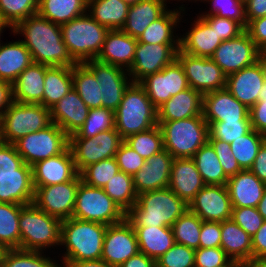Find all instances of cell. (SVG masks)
Listing matches in <instances>:
<instances>
[{"label": "cell", "mask_w": 266, "mask_h": 267, "mask_svg": "<svg viewBox=\"0 0 266 267\" xmlns=\"http://www.w3.org/2000/svg\"><path fill=\"white\" fill-rule=\"evenodd\" d=\"M202 106L203 94L189 87L157 108V120L173 121L200 116Z\"/></svg>", "instance_id": "83f0119b"}, {"label": "cell", "mask_w": 266, "mask_h": 267, "mask_svg": "<svg viewBox=\"0 0 266 267\" xmlns=\"http://www.w3.org/2000/svg\"><path fill=\"white\" fill-rule=\"evenodd\" d=\"M208 142L216 152L223 171L228 178L235 176L242 170L232 154L229 143L219 139H208Z\"/></svg>", "instance_id": "91938a15"}, {"label": "cell", "mask_w": 266, "mask_h": 267, "mask_svg": "<svg viewBox=\"0 0 266 267\" xmlns=\"http://www.w3.org/2000/svg\"><path fill=\"white\" fill-rule=\"evenodd\" d=\"M252 258H266V220L252 236Z\"/></svg>", "instance_id": "03108f58"}, {"label": "cell", "mask_w": 266, "mask_h": 267, "mask_svg": "<svg viewBox=\"0 0 266 267\" xmlns=\"http://www.w3.org/2000/svg\"><path fill=\"white\" fill-rule=\"evenodd\" d=\"M231 219L251 237L258 231L264 218L256 207L232 208Z\"/></svg>", "instance_id": "6f0895ef"}, {"label": "cell", "mask_w": 266, "mask_h": 267, "mask_svg": "<svg viewBox=\"0 0 266 267\" xmlns=\"http://www.w3.org/2000/svg\"><path fill=\"white\" fill-rule=\"evenodd\" d=\"M204 186L192 158H174L168 188L189 205Z\"/></svg>", "instance_id": "d4e9b609"}, {"label": "cell", "mask_w": 266, "mask_h": 267, "mask_svg": "<svg viewBox=\"0 0 266 267\" xmlns=\"http://www.w3.org/2000/svg\"><path fill=\"white\" fill-rule=\"evenodd\" d=\"M51 124L49 108L41 104L14 101L0 117V141L13 144L19 138Z\"/></svg>", "instance_id": "ba28073f"}, {"label": "cell", "mask_w": 266, "mask_h": 267, "mask_svg": "<svg viewBox=\"0 0 266 267\" xmlns=\"http://www.w3.org/2000/svg\"><path fill=\"white\" fill-rule=\"evenodd\" d=\"M34 191L32 175L0 177V202L29 205Z\"/></svg>", "instance_id": "f35d334b"}, {"label": "cell", "mask_w": 266, "mask_h": 267, "mask_svg": "<svg viewBox=\"0 0 266 267\" xmlns=\"http://www.w3.org/2000/svg\"><path fill=\"white\" fill-rule=\"evenodd\" d=\"M250 121H220L208 125V139H219L226 143H232L250 130Z\"/></svg>", "instance_id": "f5cc1de1"}, {"label": "cell", "mask_w": 266, "mask_h": 267, "mask_svg": "<svg viewBox=\"0 0 266 267\" xmlns=\"http://www.w3.org/2000/svg\"><path fill=\"white\" fill-rule=\"evenodd\" d=\"M261 59L263 60V62L265 63V66H266V50L261 52Z\"/></svg>", "instance_id": "deb4b68c"}, {"label": "cell", "mask_w": 266, "mask_h": 267, "mask_svg": "<svg viewBox=\"0 0 266 267\" xmlns=\"http://www.w3.org/2000/svg\"><path fill=\"white\" fill-rule=\"evenodd\" d=\"M24 162L31 167L44 159L63 153L69 147V136L55 123L32 132L13 143Z\"/></svg>", "instance_id": "30bf717a"}, {"label": "cell", "mask_w": 266, "mask_h": 267, "mask_svg": "<svg viewBox=\"0 0 266 267\" xmlns=\"http://www.w3.org/2000/svg\"><path fill=\"white\" fill-rule=\"evenodd\" d=\"M242 3H246V2H248L249 0H240Z\"/></svg>", "instance_id": "67dfc351"}, {"label": "cell", "mask_w": 266, "mask_h": 267, "mask_svg": "<svg viewBox=\"0 0 266 267\" xmlns=\"http://www.w3.org/2000/svg\"><path fill=\"white\" fill-rule=\"evenodd\" d=\"M145 160L164 149L163 135L159 125L150 130L132 134L124 139Z\"/></svg>", "instance_id": "7dc6e473"}, {"label": "cell", "mask_w": 266, "mask_h": 267, "mask_svg": "<svg viewBox=\"0 0 266 267\" xmlns=\"http://www.w3.org/2000/svg\"><path fill=\"white\" fill-rule=\"evenodd\" d=\"M266 184V141L260 147L252 167L249 169Z\"/></svg>", "instance_id": "003e7915"}, {"label": "cell", "mask_w": 266, "mask_h": 267, "mask_svg": "<svg viewBox=\"0 0 266 267\" xmlns=\"http://www.w3.org/2000/svg\"><path fill=\"white\" fill-rule=\"evenodd\" d=\"M256 208H257L258 212L262 215L264 220H266V188H265L263 196H262L261 200L259 201Z\"/></svg>", "instance_id": "34e18365"}, {"label": "cell", "mask_w": 266, "mask_h": 267, "mask_svg": "<svg viewBox=\"0 0 266 267\" xmlns=\"http://www.w3.org/2000/svg\"><path fill=\"white\" fill-rule=\"evenodd\" d=\"M13 102L12 84L0 79V117Z\"/></svg>", "instance_id": "89a4df30"}, {"label": "cell", "mask_w": 266, "mask_h": 267, "mask_svg": "<svg viewBox=\"0 0 266 267\" xmlns=\"http://www.w3.org/2000/svg\"><path fill=\"white\" fill-rule=\"evenodd\" d=\"M220 247L231 259L244 263L252 258V237L232 219L221 222Z\"/></svg>", "instance_id": "836d02e7"}, {"label": "cell", "mask_w": 266, "mask_h": 267, "mask_svg": "<svg viewBox=\"0 0 266 267\" xmlns=\"http://www.w3.org/2000/svg\"><path fill=\"white\" fill-rule=\"evenodd\" d=\"M266 136L251 129L247 134L233 140L230 149L242 170L250 169Z\"/></svg>", "instance_id": "ee69618b"}, {"label": "cell", "mask_w": 266, "mask_h": 267, "mask_svg": "<svg viewBox=\"0 0 266 267\" xmlns=\"http://www.w3.org/2000/svg\"><path fill=\"white\" fill-rule=\"evenodd\" d=\"M115 159L119 170L131 176L138 172L145 162V159L124 141L120 144Z\"/></svg>", "instance_id": "680465c9"}, {"label": "cell", "mask_w": 266, "mask_h": 267, "mask_svg": "<svg viewBox=\"0 0 266 267\" xmlns=\"http://www.w3.org/2000/svg\"><path fill=\"white\" fill-rule=\"evenodd\" d=\"M215 31L221 41L230 40L245 31L240 23L228 18H221L214 14H203L200 16Z\"/></svg>", "instance_id": "11a10c76"}, {"label": "cell", "mask_w": 266, "mask_h": 267, "mask_svg": "<svg viewBox=\"0 0 266 267\" xmlns=\"http://www.w3.org/2000/svg\"><path fill=\"white\" fill-rule=\"evenodd\" d=\"M32 175V167L27 165L15 145L0 141V177Z\"/></svg>", "instance_id": "816d5d0a"}, {"label": "cell", "mask_w": 266, "mask_h": 267, "mask_svg": "<svg viewBox=\"0 0 266 267\" xmlns=\"http://www.w3.org/2000/svg\"><path fill=\"white\" fill-rule=\"evenodd\" d=\"M12 31L14 35L21 33L25 36V40L21 41L31 53L34 63L49 67H73L76 64L63 42L61 26L38 13L19 22Z\"/></svg>", "instance_id": "6da1fadb"}, {"label": "cell", "mask_w": 266, "mask_h": 267, "mask_svg": "<svg viewBox=\"0 0 266 267\" xmlns=\"http://www.w3.org/2000/svg\"><path fill=\"white\" fill-rule=\"evenodd\" d=\"M188 206L203 221L223 222L232 216L233 207L227 185H205Z\"/></svg>", "instance_id": "d6986e66"}, {"label": "cell", "mask_w": 266, "mask_h": 267, "mask_svg": "<svg viewBox=\"0 0 266 267\" xmlns=\"http://www.w3.org/2000/svg\"><path fill=\"white\" fill-rule=\"evenodd\" d=\"M72 79L73 89L89 109L102 107L99 83L84 64H75L72 67Z\"/></svg>", "instance_id": "60d3db41"}, {"label": "cell", "mask_w": 266, "mask_h": 267, "mask_svg": "<svg viewBox=\"0 0 266 267\" xmlns=\"http://www.w3.org/2000/svg\"><path fill=\"white\" fill-rule=\"evenodd\" d=\"M124 140L116 129L98 133L93 138H69V148L77 171L101 160L115 157Z\"/></svg>", "instance_id": "8fae6325"}, {"label": "cell", "mask_w": 266, "mask_h": 267, "mask_svg": "<svg viewBox=\"0 0 266 267\" xmlns=\"http://www.w3.org/2000/svg\"><path fill=\"white\" fill-rule=\"evenodd\" d=\"M173 160L166 149L145 160L141 169L133 175V185L137 195L168 188Z\"/></svg>", "instance_id": "7402d4cb"}, {"label": "cell", "mask_w": 266, "mask_h": 267, "mask_svg": "<svg viewBox=\"0 0 266 267\" xmlns=\"http://www.w3.org/2000/svg\"><path fill=\"white\" fill-rule=\"evenodd\" d=\"M137 39L126 34L122 29L109 30L97 61L119 66L128 71L134 60Z\"/></svg>", "instance_id": "cb8c5ba5"}, {"label": "cell", "mask_w": 266, "mask_h": 267, "mask_svg": "<svg viewBox=\"0 0 266 267\" xmlns=\"http://www.w3.org/2000/svg\"><path fill=\"white\" fill-rule=\"evenodd\" d=\"M212 5L210 13L221 18H228L240 22L245 28L247 20L245 16V4L240 0H206Z\"/></svg>", "instance_id": "9f6ffc18"}, {"label": "cell", "mask_w": 266, "mask_h": 267, "mask_svg": "<svg viewBox=\"0 0 266 267\" xmlns=\"http://www.w3.org/2000/svg\"><path fill=\"white\" fill-rule=\"evenodd\" d=\"M202 115L208 125L220 121H250L249 109L227 89L203 94Z\"/></svg>", "instance_id": "44dd1931"}, {"label": "cell", "mask_w": 266, "mask_h": 267, "mask_svg": "<svg viewBox=\"0 0 266 267\" xmlns=\"http://www.w3.org/2000/svg\"><path fill=\"white\" fill-rule=\"evenodd\" d=\"M195 250L183 244L174 245L156 260L157 267H195Z\"/></svg>", "instance_id": "db71d44e"}, {"label": "cell", "mask_w": 266, "mask_h": 267, "mask_svg": "<svg viewBox=\"0 0 266 267\" xmlns=\"http://www.w3.org/2000/svg\"><path fill=\"white\" fill-rule=\"evenodd\" d=\"M33 63L31 53L18 40L0 44V79L13 83L17 77Z\"/></svg>", "instance_id": "d6a6232c"}, {"label": "cell", "mask_w": 266, "mask_h": 267, "mask_svg": "<svg viewBox=\"0 0 266 267\" xmlns=\"http://www.w3.org/2000/svg\"><path fill=\"white\" fill-rule=\"evenodd\" d=\"M24 206L0 202V245L5 249L20 248L19 219Z\"/></svg>", "instance_id": "b9f144b4"}, {"label": "cell", "mask_w": 266, "mask_h": 267, "mask_svg": "<svg viewBox=\"0 0 266 267\" xmlns=\"http://www.w3.org/2000/svg\"><path fill=\"white\" fill-rule=\"evenodd\" d=\"M219 267H243V262L236 259H231L229 262Z\"/></svg>", "instance_id": "11e5206c"}, {"label": "cell", "mask_w": 266, "mask_h": 267, "mask_svg": "<svg viewBox=\"0 0 266 267\" xmlns=\"http://www.w3.org/2000/svg\"><path fill=\"white\" fill-rule=\"evenodd\" d=\"M156 261L153 258L146 256L144 253L138 252L130 257L119 267H155Z\"/></svg>", "instance_id": "2644e50d"}, {"label": "cell", "mask_w": 266, "mask_h": 267, "mask_svg": "<svg viewBox=\"0 0 266 267\" xmlns=\"http://www.w3.org/2000/svg\"><path fill=\"white\" fill-rule=\"evenodd\" d=\"M183 8L179 7L180 11L167 10L144 30L137 41L147 44L180 45V37L175 40L173 28L179 23L181 18L179 12L184 11Z\"/></svg>", "instance_id": "8d00e7d4"}, {"label": "cell", "mask_w": 266, "mask_h": 267, "mask_svg": "<svg viewBox=\"0 0 266 267\" xmlns=\"http://www.w3.org/2000/svg\"><path fill=\"white\" fill-rule=\"evenodd\" d=\"M245 30L258 49L263 52L266 50V16L251 20Z\"/></svg>", "instance_id": "be15d7a7"}, {"label": "cell", "mask_w": 266, "mask_h": 267, "mask_svg": "<svg viewBox=\"0 0 266 267\" xmlns=\"http://www.w3.org/2000/svg\"><path fill=\"white\" fill-rule=\"evenodd\" d=\"M196 20L187 35L181 37L180 50L191 56L211 58L222 41L200 16Z\"/></svg>", "instance_id": "f546056e"}, {"label": "cell", "mask_w": 266, "mask_h": 267, "mask_svg": "<svg viewBox=\"0 0 266 267\" xmlns=\"http://www.w3.org/2000/svg\"><path fill=\"white\" fill-rule=\"evenodd\" d=\"M139 252L155 261L165 254L175 243L171 227L133 226Z\"/></svg>", "instance_id": "1f68e13d"}, {"label": "cell", "mask_w": 266, "mask_h": 267, "mask_svg": "<svg viewBox=\"0 0 266 267\" xmlns=\"http://www.w3.org/2000/svg\"><path fill=\"white\" fill-rule=\"evenodd\" d=\"M50 257L42 256L41 251L6 249L2 258L3 267H62Z\"/></svg>", "instance_id": "c3c4849f"}, {"label": "cell", "mask_w": 266, "mask_h": 267, "mask_svg": "<svg viewBox=\"0 0 266 267\" xmlns=\"http://www.w3.org/2000/svg\"><path fill=\"white\" fill-rule=\"evenodd\" d=\"M108 31L86 13L61 25L63 42L76 64L98 57Z\"/></svg>", "instance_id": "5b68a950"}, {"label": "cell", "mask_w": 266, "mask_h": 267, "mask_svg": "<svg viewBox=\"0 0 266 267\" xmlns=\"http://www.w3.org/2000/svg\"><path fill=\"white\" fill-rule=\"evenodd\" d=\"M78 174L69 147L63 153L44 159L32 166L34 186H50L68 182Z\"/></svg>", "instance_id": "603a6c76"}, {"label": "cell", "mask_w": 266, "mask_h": 267, "mask_svg": "<svg viewBox=\"0 0 266 267\" xmlns=\"http://www.w3.org/2000/svg\"><path fill=\"white\" fill-rule=\"evenodd\" d=\"M180 45L147 44L138 42L131 68L127 71L132 83H139L147 75L161 71L171 64ZM130 74V75H129Z\"/></svg>", "instance_id": "e0dca14e"}, {"label": "cell", "mask_w": 266, "mask_h": 267, "mask_svg": "<svg viewBox=\"0 0 266 267\" xmlns=\"http://www.w3.org/2000/svg\"><path fill=\"white\" fill-rule=\"evenodd\" d=\"M167 0H140L128 9L127 20L122 30L138 39L144 30L166 11Z\"/></svg>", "instance_id": "4dcf8cb0"}, {"label": "cell", "mask_w": 266, "mask_h": 267, "mask_svg": "<svg viewBox=\"0 0 266 267\" xmlns=\"http://www.w3.org/2000/svg\"><path fill=\"white\" fill-rule=\"evenodd\" d=\"M176 59L182 65L192 89L202 94L225 89L226 75L211 58L191 56L179 49Z\"/></svg>", "instance_id": "5bb4252c"}, {"label": "cell", "mask_w": 266, "mask_h": 267, "mask_svg": "<svg viewBox=\"0 0 266 267\" xmlns=\"http://www.w3.org/2000/svg\"><path fill=\"white\" fill-rule=\"evenodd\" d=\"M139 252L137 236L131 222L108 225L104 236L101 259L109 265L119 267Z\"/></svg>", "instance_id": "2e32d148"}, {"label": "cell", "mask_w": 266, "mask_h": 267, "mask_svg": "<svg viewBox=\"0 0 266 267\" xmlns=\"http://www.w3.org/2000/svg\"><path fill=\"white\" fill-rule=\"evenodd\" d=\"M107 225L69 218L61 222L60 245L66 252L62 262L100 260Z\"/></svg>", "instance_id": "3957f363"}, {"label": "cell", "mask_w": 266, "mask_h": 267, "mask_svg": "<svg viewBox=\"0 0 266 267\" xmlns=\"http://www.w3.org/2000/svg\"><path fill=\"white\" fill-rule=\"evenodd\" d=\"M83 64L94 74L99 83L102 107L115 111L122 101L125 90L132 83L127 79L128 72L125 73L127 70L96 59Z\"/></svg>", "instance_id": "ac0fdd59"}, {"label": "cell", "mask_w": 266, "mask_h": 267, "mask_svg": "<svg viewBox=\"0 0 266 267\" xmlns=\"http://www.w3.org/2000/svg\"><path fill=\"white\" fill-rule=\"evenodd\" d=\"M89 108L79 94L72 89L51 109V120L68 136L75 134L88 117Z\"/></svg>", "instance_id": "484cf974"}, {"label": "cell", "mask_w": 266, "mask_h": 267, "mask_svg": "<svg viewBox=\"0 0 266 267\" xmlns=\"http://www.w3.org/2000/svg\"><path fill=\"white\" fill-rule=\"evenodd\" d=\"M115 129L124 140L158 125L157 108L139 83H131L114 111Z\"/></svg>", "instance_id": "277c9868"}, {"label": "cell", "mask_w": 266, "mask_h": 267, "mask_svg": "<svg viewBox=\"0 0 266 267\" xmlns=\"http://www.w3.org/2000/svg\"><path fill=\"white\" fill-rule=\"evenodd\" d=\"M106 194L127 214L137 200L133 176L119 171L103 187Z\"/></svg>", "instance_id": "7bdbcfd3"}, {"label": "cell", "mask_w": 266, "mask_h": 267, "mask_svg": "<svg viewBox=\"0 0 266 267\" xmlns=\"http://www.w3.org/2000/svg\"><path fill=\"white\" fill-rule=\"evenodd\" d=\"M87 9L100 25L118 30L126 23L129 5L123 0H87Z\"/></svg>", "instance_id": "e575fe53"}, {"label": "cell", "mask_w": 266, "mask_h": 267, "mask_svg": "<svg viewBox=\"0 0 266 267\" xmlns=\"http://www.w3.org/2000/svg\"><path fill=\"white\" fill-rule=\"evenodd\" d=\"M139 84L156 108L190 87L183 67L177 59L161 71L147 75Z\"/></svg>", "instance_id": "9a60e30c"}, {"label": "cell", "mask_w": 266, "mask_h": 267, "mask_svg": "<svg viewBox=\"0 0 266 267\" xmlns=\"http://www.w3.org/2000/svg\"><path fill=\"white\" fill-rule=\"evenodd\" d=\"M61 222L33 203L25 205L19 219L20 249L42 252L46 247L60 245Z\"/></svg>", "instance_id": "52a82bcc"}, {"label": "cell", "mask_w": 266, "mask_h": 267, "mask_svg": "<svg viewBox=\"0 0 266 267\" xmlns=\"http://www.w3.org/2000/svg\"><path fill=\"white\" fill-rule=\"evenodd\" d=\"M38 11V0H0V19L13 29Z\"/></svg>", "instance_id": "681fc988"}, {"label": "cell", "mask_w": 266, "mask_h": 267, "mask_svg": "<svg viewBox=\"0 0 266 267\" xmlns=\"http://www.w3.org/2000/svg\"><path fill=\"white\" fill-rule=\"evenodd\" d=\"M73 218L113 225L122 222L126 213L106 194L103 188L79 183Z\"/></svg>", "instance_id": "9c48e42d"}, {"label": "cell", "mask_w": 266, "mask_h": 267, "mask_svg": "<svg viewBox=\"0 0 266 267\" xmlns=\"http://www.w3.org/2000/svg\"><path fill=\"white\" fill-rule=\"evenodd\" d=\"M211 59L228 76L260 60L261 51L245 30L235 38L222 41Z\"/></svg>", "instance_id": "4fadbf2b"}, {"label": "cell", "mask_w": 266, "mask_h": 267, "mask_svg": "<svg viewBox=\"0 0 266 267\" xmlns=\"http://www.w3.org/2000/svg\"><path fill=\"white\" fill-rule=\"evenodd\" d=\"M243 267H266V258H251L243 263Z\"/></svg>", "instance_id": "753ad0ef"}, {"label": "cell", "mask_w": 266, "mask_h": 267, "mask_svg": "<svg viewBox=\"0 0 266 267\" xmlns=\"http://www.w3.org/2000/svg\"><path fill=\"white\" fill-rule=\"evenodd\" d=\"M205 185H227L225 175L218 156L207 141L192 157Z\"/></svg>", "instance_id": "ab89813d"}, {"label": "cell", "mask_w": 266, "mask_h": 267, "mask_svg": "<svg viewBox=\"0 0 266 267\" xmlns=\"http://www.w3.org/2000/svg\"><path fill=\"white\" fill-rule=\"evenodd\" d=\"M259 99H266V79L259 94Z\"/></svg>", "instance_id": "2a66077c"}, {"label": "cell", "mask_w": 266, "mask_h": 267, "mask_svg": "<svg viewBox=\"0 0 266 267\" xmlns=\"http://www.w3.org/2000/svg\"><path fill=\"white\" fill-rule=\"evenodd\" d=\"M81 182L78 174L73 180L50 186H34L33 204L50 216L63 221L72 217L76 193Z\"/></svg>", "instance_id": "7c38bea8"}, {"label": "cell", "mask_w": 266, "mask_h": 267, "mask_svg": "<svg viewBox=\"0 0 266 267\" xmlns=\"http://www.w3.org/2000/svg\"><path fill=\"white\" fill-rule=\"evenodd\" d=\"M195 267H219L231 258L221 247L198 248L195 250Z\"/></svg>", "instance_id": "94428289"}, {"label": "cell", "mask_w": 266, "mask_h": 267, "mask_svg": "<svg viewBox=\"0 0 266 267\" xmlns=\"http://www.w3.org/2000/svg\"><path fill=\"white\" fill-rule=\"evenodd\" d=\"M221 222L203 221L200 230V248L220 247Z\"/></svg>", "instance_id": "6125c7cd"}, {"label": "cell", "mask_w": 266, "mask_h": 267, "mask_svg": "<svg viewBox=\"0 0 266 267\" xmlns=\"http://www.w3.org/2000/svg\"><path fill=\"white\" fill-rule=\"evenodd\" d=\"M46 65L32 63L12 83L13 100L43 105Z\"/></svg>", "instance_id": "f1b7e54d"}, {"label": "cell", "mask_w": 266, "mask_h": 267, "mask_svg": "<svg viewBox=\"0 0 266 267\" xmlns=\"http://www.w3.org/2000/svg\"><path fill=\"white\" fill-rule=\"evenodd\" d=\"M5 27H9V26L0 19V36H1L2 30L5 29Z\"/></svg>", "instance_id": "b9fcfbb0"}, {"label": "cell", "mask_w": 266, "mask_h": 267, "mask_svg": "<svg viewBox=\"0 0 266 267\" xmlns=\"http://www.w3.org/2000/svg\"><path fill=\"white\" fill-rule=\"evenodd\" d=\"M5 250L6 249L2 245H0V265L2 264V258H3Z\"/></svg>", "instance_id": "09005b40"}, {"label": "cell", "mask_w": 266, "mask_h": 267, "mask_svg": "<svg viewBox=\"0 0 266 267\" xmlns=\"http://www.w3.org/2000/svg\"><path fill=\"white\" fill-rule=\"evenodd\" d=\"M37 13L61 26L87 13V0H38Z\"/></svg>", "instance_id": "74e56055"}, {"label": "cell", "mask_w": 266, "mask_h": 267, "mask_svg": "<svg viewBox=\"0 0 266 267\" xmlns=\"http://www.w3.org/2000/svg\"><path fill=\"white\" fill-rule=\"evenodd\" d=\"M119 171L116 159L112 157L85 167L79 175L87 185L103 188Z\"/></svg>", "instance_id": "f907efd6"}, {"label": "cell", "mask_w": 266, "mask_h": 267, "mask_svg": "<svg viewBox=\"0 0 266 267\" xmlns=\"http://www.w3.org/2000/svg\"><path fill=\"white\" fill-rule=\"evenodd\" d=\"M249 117L252 129L266 136V99H258L249 109Z\"/></svg>", "instance_id": "e7e4bbea"}, {"label": "cell", "mask_w": 266, "mask_h": 267, "mask_svg": "<svg viewBox=\"0 0 266 267\" xmlns=\"http://www.w3.org/2000/svg\"><path fill=\"white\" fill-rule=\"evenodd\" d=\"M266 79V66L262 59L253 65L226 76L227 89L239 102L248 109L254 106Z\"/></svg>", "instance_id": "ffe728a7"}, {"label": "cell", "mask_w": 266, "mask_h": 267, "mask_svg": "<svg viewBox=\"0 0 266 267\" xmlns=\"http://www.w3.org/2000/svg\"><path fill=\"white\" fill-rule=\"evenodd\" d=\"M62 264H64L63 267H114L109 265L102 259L77 262H62Z\"/></svg>", "instance_id": "8c879c8a"}, {"label": "cell", "mask_w": 266, "mask_h": 267, "mask_svg": "<svg viewBox=\"0 0 266 267\" xmlns=\"http://www.w3.org/2000/svg\"><path fill=\"white\" fill-rule=\"evenodd\" d=\"M114 111L101 107L89 109L83 126L69 138H93L98 133L115 129Z\"/></svg>", "instance_id": "bcb514c9"}, {"label": "cell", "mask_w": 266, "mask_h": 267, "mask_svg": "<svg viewBox=\"0 0 266 267\" xmlns=\"http://www.w3.org/2000/svg\"><path fill=\"white\" fill-rule=\"evenodd\" d=\"M43 106L51 109L73 89L72 67L46 66Z\"/></svg>", "instance_id": "d590c367"}, {"label": "cell", "mask_w": 266, "mask_h": 267, "mask_svg": "<svg viewBox=\"0 0 266 267\" xmlns=\"http://www.w3.org/2000/svg\"><path fill=\"white\" fill-rule=\"evenodd\" d=\"M123 1L130 6V5H134L135 3H137L140 0H123Z\"/></svg>", "instance_id": "979ff035"}, {"label": "cell", "mask_w": 266, "mask_h": 267, "mask_svg": "<svg viewBox=\"0 0 266 267\" xmlns=\"http://www.w3.org/2000/svg\"><path fill=\"white\" fill-rule=\"evenodd\" d=\"M247 24L256 18L266 16V0H249L245 3Z\"/></svg>", "instance_id": "a7ac6f4b"}, {"label": "cell", "mask_w": 266, "mask_h": 267, "mask_svg": "<svg viewBox=\"0 0 266 267\" xmlns=\"http://www.w3.org/2000/svg\"><path fill=\"white\" fill-rule=\"evenodd\" d=\"M203 220L189 209L171 226L174 241L191 249H198Z\"/></svg>", "instance_id": "f6af8a7d"}, {"label": "cell", "mask_w": 266, "mask_h": 267, "mask_svg": "<svg viewBox=\"0 0 266 267\" xmlns=\"http://www.w3.org/2000/svg\"><path fill=\"white\" fill-rule=\"evenodd\" d=\"M163 147L173 158H192L208 141V123L203 115L173 121H158Z\"/></svg>", "instance_id": "8992f818"}, {"label": "cell", "mask_w": 266, "mask_h": 267, "mask_svg": "<svg viewBox=\"0 0 266 267\" xmlns=\"http://www.w3.org/2000/svg\"><path fill=\"white\" fill-rule=\"evenodd\" d=\"M188 209L185 201L165 188L139 194L126 218L133 226L171 227Z\"/></svg>", "instance_id": "7a4b0ae2"}, {"label": "cell", "mask_w": 266, "mask_h": 267, "mask_svg": "<svg viewBox=\"0 0 266 267\" xmlns=\"http://www.w3.org/2000/svg\"><path fill=\"white\" fill-rule=\"evenodd\" d=\"M227 188L233 208L257 207L266 184L249 169H245L228 178Z\"/></svg>", "instance_id": "4316f807"}]
</instances>
